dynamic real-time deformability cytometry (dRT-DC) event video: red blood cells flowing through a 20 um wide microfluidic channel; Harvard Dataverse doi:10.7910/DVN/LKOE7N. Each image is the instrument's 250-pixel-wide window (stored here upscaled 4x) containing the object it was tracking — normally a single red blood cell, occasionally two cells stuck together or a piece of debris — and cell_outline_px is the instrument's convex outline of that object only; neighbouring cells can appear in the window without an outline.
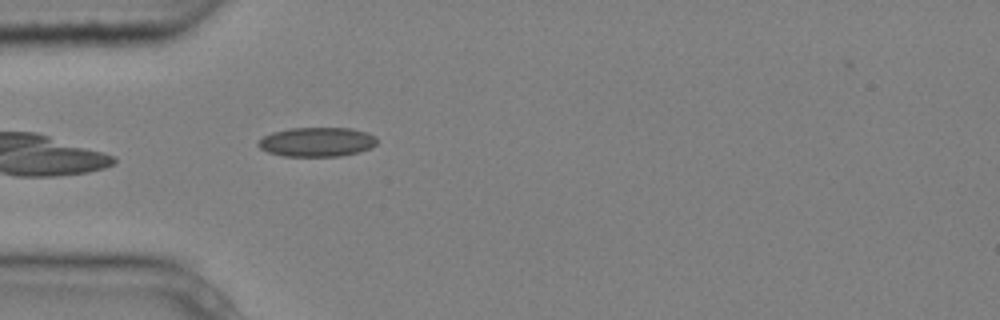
{"species": "common noctule bat (a hibernating species)", "species_latin": "Nyctalus noctula", "temperature_condition": "cold", "stored_images_in_passage": 4, "camera_frame_rate_fps": 3000, "um_per_image_px": 0.085, "animal": {"sex": "male", "body_mass_g": 20.4}, "frame": {"image": 1, "passage_image": 4, "time_ms": 1.0, "image_size_px": [1000, 320], "cell_outline_px": [[376, 144], [360, 152], [340, 156], [284, 156], [268, 152], [260, 148], [256, 144], [264, 136], [272, 132], [288, 128], [352, 128], [376, 136]], "centroid_in_image_um": [26.92, 12.06], "position_along_channel_um": 58.1, "area_um2": 20.23}}